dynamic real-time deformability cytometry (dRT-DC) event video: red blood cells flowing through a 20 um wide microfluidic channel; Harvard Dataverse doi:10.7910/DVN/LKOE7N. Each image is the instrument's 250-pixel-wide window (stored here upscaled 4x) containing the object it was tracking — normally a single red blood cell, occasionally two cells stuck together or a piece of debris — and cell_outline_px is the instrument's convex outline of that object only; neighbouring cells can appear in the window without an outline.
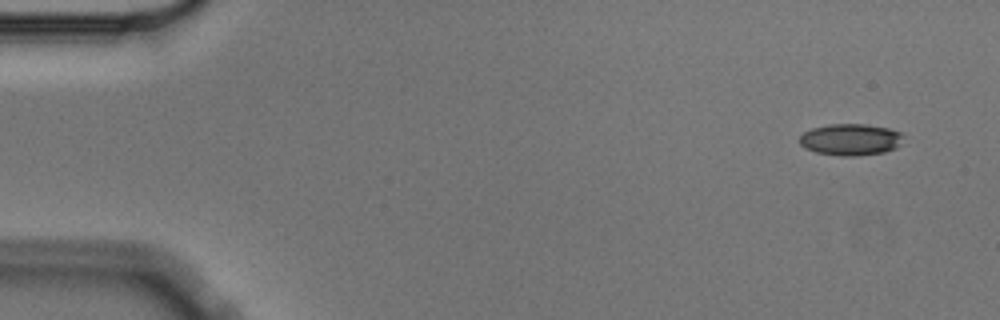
{"species": "Egyptian fruit bat (a non-hibernating species)", "species_latin": "Rousettus aegyptiacus", "temperature_condition": "cold", "stored_images_in_passage": 6, "camera_frame_rate_fps": 3000, "um_per_image_px": 0.085, "animal": {"sex": "male"}, "frame": {"image": 1, "passage_image": 1, "time_ms": 0.0, "image_size_px": [1000, 320], "cell_outline_px": [[904, 136], [900, 144], [896, 148], [884, 152], [856, 156], [840, 156], [816, 152], [804, 148], [800, 144], [800, 136], [804, 132], [812, 128], [828, 124], [864, 124], [888, 128], [900, 132]], "centroid_in_image_um": [72.3, 11.86], "position_along_channel_um": 12.7, "area_um2": 19.19}}
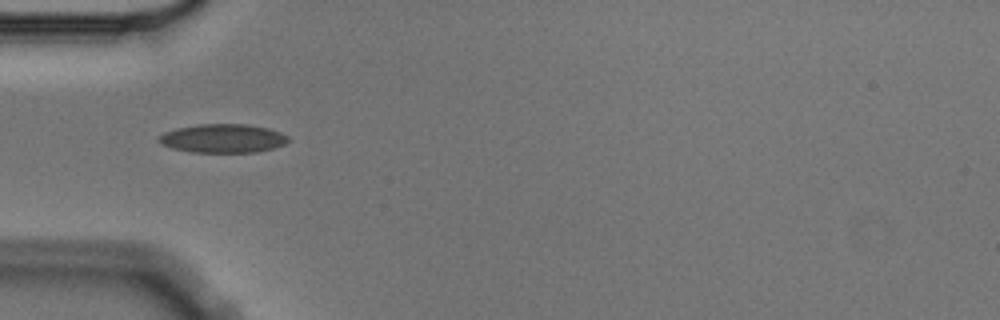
{"frame": {"image": 2, "passage_image": 5, "time_ms": 1.333, "image_size_px": [1000, 320], "cell_outline_px": [[292, 140], [284, 144], [272, 148], [256, 152], [188, 152], [172, 148], [160, 144], [156, 140], [156, 136], [164, 132], [176, 128], [200, 124], [244, 124], [268, 128], [280, 132], [288, 136]], "centroid_in_image_um": [18.9, 11.76], "position_along_channel_um": 66.1, "area_um2": 21.85}}
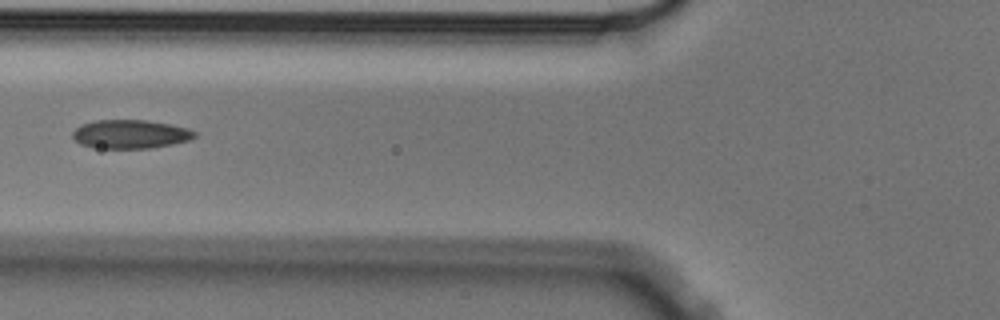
{"frame": {"image": 3, "passage_image": 6, "time_ms": 1.667, "image_size_px": [1000, 320], "cell_outline_px": [[196, 136], [188, 140], [172, 144], [148, 148], [92, 148], [80, 144], [72, 136], [72, 132], [80, 124], [96, 120], [144, 120], [168, 124], [188, 128], [196, 132]], "centroid_in_image_um": [11.04, 11.4], "position_along_channel_um": 114.8, "area_um2": 20.35}}